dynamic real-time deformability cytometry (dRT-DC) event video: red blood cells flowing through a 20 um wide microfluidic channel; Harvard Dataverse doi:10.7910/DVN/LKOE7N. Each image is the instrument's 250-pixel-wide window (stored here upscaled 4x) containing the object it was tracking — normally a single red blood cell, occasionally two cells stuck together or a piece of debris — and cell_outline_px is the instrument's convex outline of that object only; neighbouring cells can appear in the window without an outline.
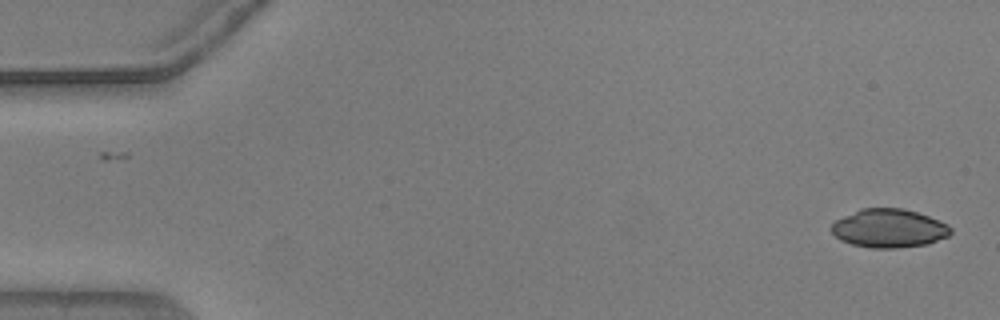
{"species": "common noctule bat (a hibernating species)", "species_latin": "Nyctalus noctula", "temperature_condition": "warm", "stored_images_in_passage": 13, "camera_frame_rate_fps": 3000, "um_per_image_px": 0.085, "animal": {"sex": "male", "body_mass_g": 20.5, "forearm_length_mm": 52.5}, "frame": {"image": 1, "passage_image": 1, "time_ms": 0.0, "image_size_px": [1000, 320], "cell_outline_px": [[952, 232], [948, 236], [928, 244], [896, 248], [868, 248], [852, 244], [840, 240], [832, 232], [832, 224], [836, 220], [860, 208], [904, 208], [928, 216], [948, 224], [952, 228]], "centroid_in_image_um": [75.58, 19.41], "position_along_channel_um": 9.4, "area_um2": 26.82}}